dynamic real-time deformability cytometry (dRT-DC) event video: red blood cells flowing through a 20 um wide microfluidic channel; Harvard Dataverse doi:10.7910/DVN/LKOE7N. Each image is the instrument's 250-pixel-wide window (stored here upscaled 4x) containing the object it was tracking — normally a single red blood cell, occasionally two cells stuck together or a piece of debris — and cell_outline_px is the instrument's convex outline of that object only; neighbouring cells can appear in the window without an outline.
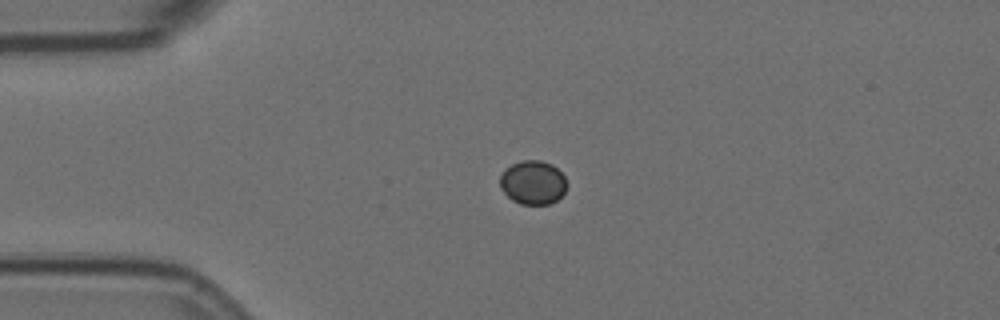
{"species": "Egyptian fruit bat (a non-hibernating species)", "species_latin": "Rousettus aegyptiacus", "temperature_condition": "room temperature", "stored_images_in_passage": 3, "camera_frame_rate_fps": 3000, "um_per_image_px": 0.085, "animal": {"sex": "female"}, "frame": {"image": 1, "passage_image": 2, "time_ms": 0.333, "image_size_px": [1000, 320], "cell_outline_px": [[568, 184], [564, 192], [556, 200], [548, 204], [520, 204], [512, 200], [500, 188], [500, 176], [512, 164], [524, 160], [540, 160], [552, 164], [564, 176]], "centroid_in_image_um": [45.31, 15.51], "position_along_channel_um": 39.7, "area_um2": 16.94}}